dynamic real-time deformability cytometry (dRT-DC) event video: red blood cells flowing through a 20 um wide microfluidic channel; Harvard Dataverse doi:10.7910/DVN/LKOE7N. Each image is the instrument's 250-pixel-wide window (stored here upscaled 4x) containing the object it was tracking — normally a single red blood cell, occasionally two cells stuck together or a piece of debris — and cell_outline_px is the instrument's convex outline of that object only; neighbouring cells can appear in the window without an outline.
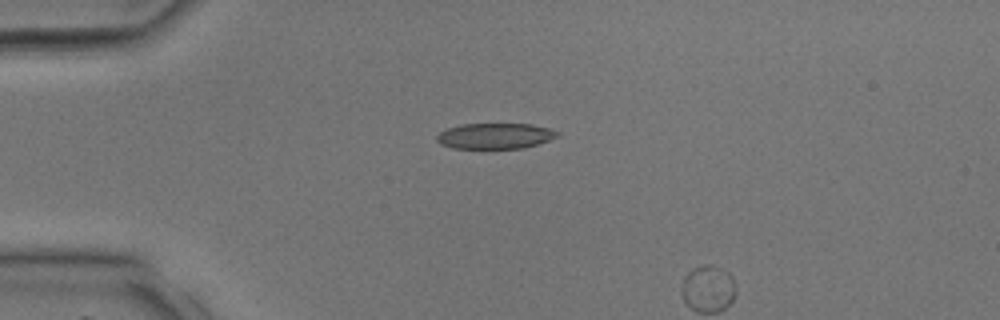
{"species": "common noctule bat (a hibernating species)", "species_latin": "Nyctalus noctula", "temperature_condition": "room temperature", "stored_images_in_passage": 2, "segment_of_instrument_passage": [1, 2], "camera_frame_rate_fps": 3000, "um_per_image_px": 0.085, "animal": {"sex": "male", "body_mass_g": 17.9, "forearm_length_mm": 54.2}, "frame": {"image": 1, "passage_image": 1, "time_ms": 0.0, "image_size_px": [1000, 320], "cell_outline_px": [[560, 136], [524, 148], [452, 148], [440, 144], [436, 140], [436, 136], [440, 132], [448, 128], [460, 124], [532, 124], [548, 128], [560, 132]], "centroid_in_image_um": [42.08, 11.55], "position_along_channel_um": 42.9, "area_um2": 18.03}}